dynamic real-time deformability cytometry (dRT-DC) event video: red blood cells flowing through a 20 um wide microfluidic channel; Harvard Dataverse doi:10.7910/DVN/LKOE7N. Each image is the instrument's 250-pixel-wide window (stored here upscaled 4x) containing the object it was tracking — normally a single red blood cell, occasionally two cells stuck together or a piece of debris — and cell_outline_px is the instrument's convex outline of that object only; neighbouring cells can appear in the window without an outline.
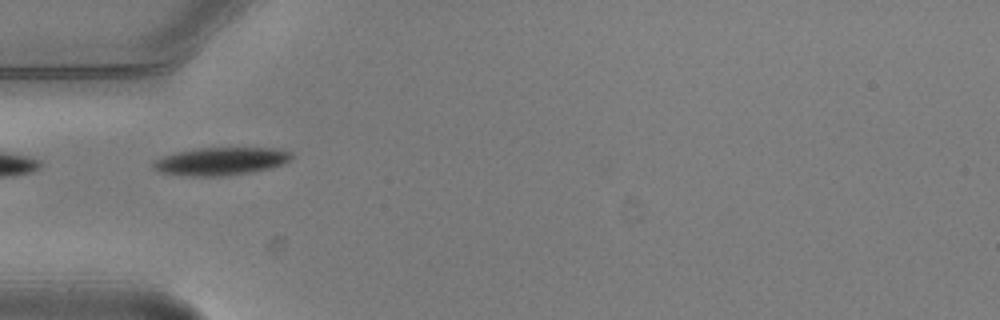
{"species": "common noctule bat (a hibernating species)", "species_latin": "Nyctalus noctula", "temperature_condition": "warm", "stored_images_in_passage": 4, "camera_frame_rate_fps": 3000, "um_per_image_px": 0.085, "animal": {"sex": "male", "body_mass_g": 20.5, "forearm_length_mm": 52.5}, "frame": {"image": 1, "passage_image": 2, "time_ms": 0.333, "image_size_px": [1000, 320], "cell_outline_px": [[292, 156], [288, 160], [280, 164], [268, 168], [252, 172], [224, 176], [192, 176], [156, 172], [152, 168], [152, 164], [156, 160], [164, 156], [176, 152], [200, 148], [276, 148], [292, 152]], "centroid_in_image_um": [18.73, 13.71], "position_along_channel_um": 66.3, "area_um2": 22.25}}
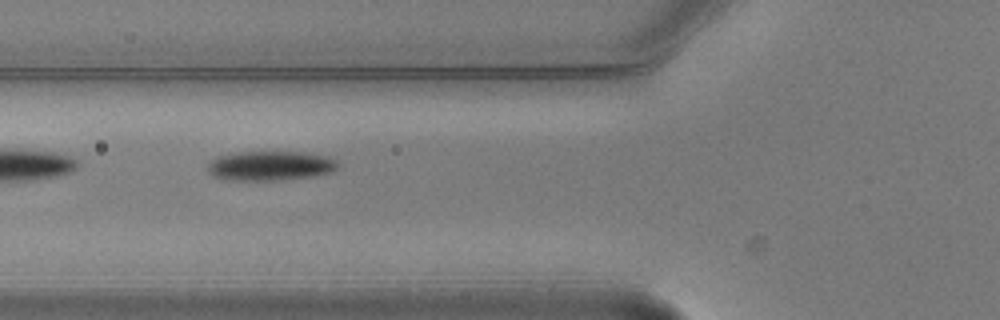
{"frame": {"image": 2, "passage_image": 3, "time_ms": 0.667, "image_size_px": [1000, 320], "cell_outline_px": [[336, 168], [328, 172], [312, 176], [276, 180], [228, 180], [212, 176], [208, 172], [208, 164], [216, 156], [240, 152], [300, 152], [328, 156], [336, 160]], "centroid_in_image_um": [22.91, 14.09], "position_along_channel_um": 102.9, "area_um2": 22.14}}